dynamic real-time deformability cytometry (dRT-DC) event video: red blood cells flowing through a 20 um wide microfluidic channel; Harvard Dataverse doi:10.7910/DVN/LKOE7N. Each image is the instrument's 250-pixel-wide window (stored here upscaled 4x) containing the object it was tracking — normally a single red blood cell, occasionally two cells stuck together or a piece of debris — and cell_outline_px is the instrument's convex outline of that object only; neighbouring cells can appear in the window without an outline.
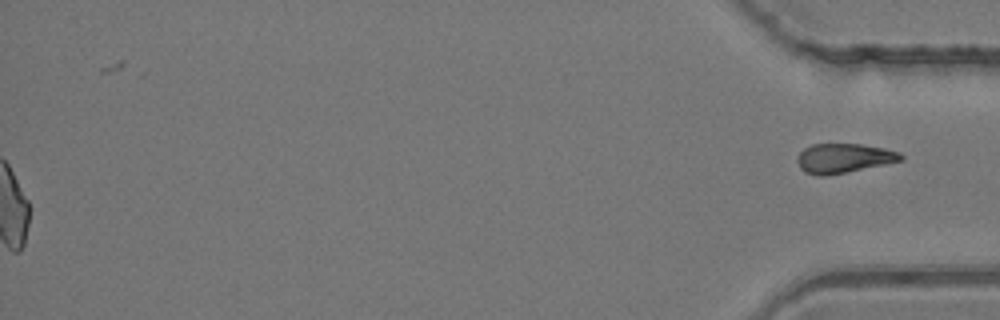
{"species": "common noctule bat (a hibernating species)", "species_latin": "Nyctalus noctula", "temperature_condition": "room temperature", "stored_images_in_passage": 51, "segment_of_instrument_passage": [2, 2], "camera_frame_rate_fps": 3000, "um_per_image_px": 0.085, "animal": {"sex": "female", "body_mass_g": 24.6, "forearm_length_mm": 56.2}, "frame": {"image": 1, "passage_image": 51, "time_ms": 16.667, "image_size_px": [1000, 320], "cell_outline_px": [[904, 160], [848, 172], [824, 176], [820, 176], [804, 172], [800, 168], [796, 160], [796, 156], [804, 148], [812, 144], [860, 144], [884, 148], [900, 152], [904, 156]], "centroid_in_image_um": [71.71, 13.45], "position_along_channel_um": 363.5, "area_um2": 17.92}}